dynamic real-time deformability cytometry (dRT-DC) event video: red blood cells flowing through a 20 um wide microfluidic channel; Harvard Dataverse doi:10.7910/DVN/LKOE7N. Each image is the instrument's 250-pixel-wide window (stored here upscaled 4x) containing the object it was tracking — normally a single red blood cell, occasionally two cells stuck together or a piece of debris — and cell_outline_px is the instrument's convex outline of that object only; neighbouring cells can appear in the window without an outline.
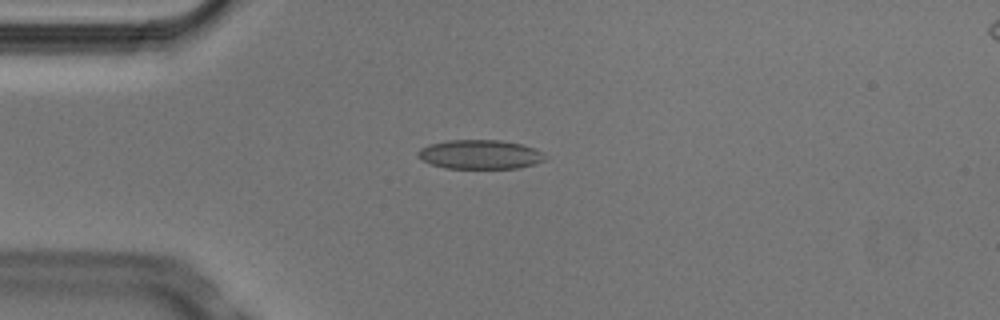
{"species": "Egyptian fruit bat (a non-hibernating species)", "species_latin": "Rousettus aegyptiacus", "temperature_condition": "cold", "stored_images_in_passage": 5, "camera_frame_rate_fps": 3000, "um_per_image_px": 0.085, "animal": {"sex": "male"}, "frame": {"image": 1, "passage_image": 4, "time_ms": 1.0, "image_size_px": [1000, 320], "cell_outline_px": [[548, 156], [544, 160], [536, 164], [520, 168], [444, 168], [432, 164], [416, 156], [416, 152], [420, 148], [428, 144], [448, 140], [500, 140], [520, 144], [536, 148], [544, 152]], "centroid_in_image_um": [40.83, 13.12], "position_along_channel_um": 44.2, "area_um2": 21.85}}
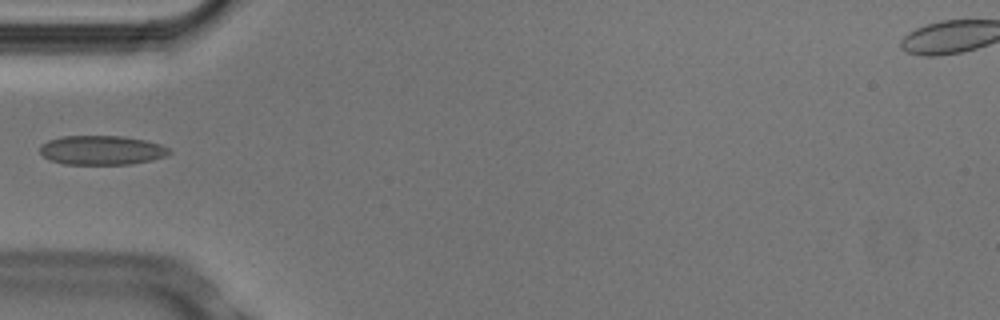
{"frame": {"image": 2, "passage_image": 5, "time_ms": 1.333, "image_size_px": [1000, 320], "cell_outline_px": [[172, 152], [168, 156], [152, 160], [132, 164], [64, 164], [52, 160], [44, 156], [40, 152], [40, 144], [48, 140], [60, 136], [120, 136], [144, 140], [160, 144], [168, 148]], "centroid_in_image_um": [8.66, 12.76], "position_along_channel_um": 76.3, "area_um2": 22.08}}